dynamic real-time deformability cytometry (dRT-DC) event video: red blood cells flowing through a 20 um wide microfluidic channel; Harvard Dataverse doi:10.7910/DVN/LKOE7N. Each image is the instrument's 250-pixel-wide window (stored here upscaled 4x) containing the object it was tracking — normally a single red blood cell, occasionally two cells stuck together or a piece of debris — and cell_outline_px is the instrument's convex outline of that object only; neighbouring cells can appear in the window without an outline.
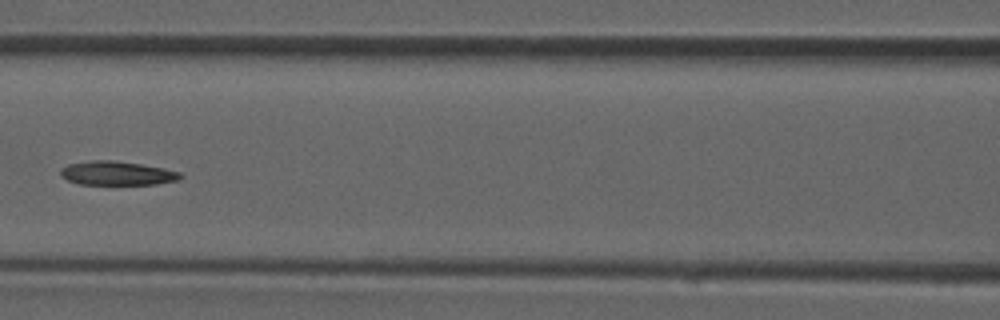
{"species": "common noctule bat (a hibernating species)", "species_latin": "Nyctalus noctula", "temperature_condition": "room temperature", "stored_images_in_passage": 32, "camera_frame_rate_fps": 3000, "um_per_image_px": 0.085, "animal": {"sex": "male", "forearm_length_mm": 52.5}, "frame": {"image": 1, "passage_image": 10, "time_ms": 3.0, "image_size_px": [1000, 320], "cell_outline_px": [[184, 176], [180, 180], [156, 184], [80, 184], [68, 180], [60, 176], [60, 172], [68, 164], [92, 160], [112, 160], [140, 164], [164, 168], [180, 172]], "centroid_in_image_um": [9.99, 14.73], "position_along_channel_um": 156.6, "area_um2": 16.65}}
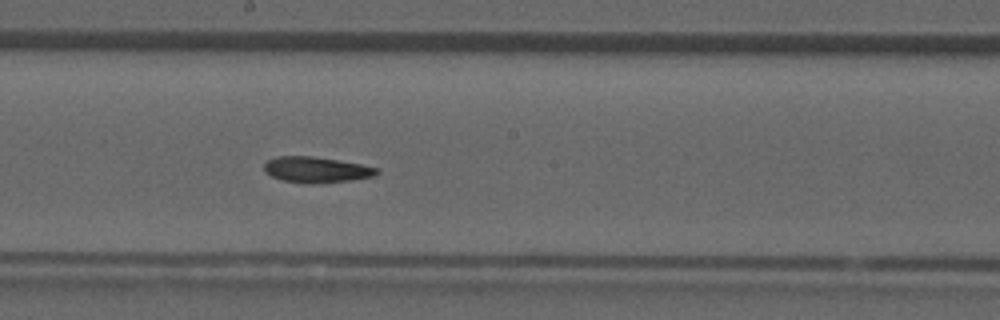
{"frame": {"image": 2, "passage_image": 14, "time_ms": 4.333, "image_size_px": [1000, 320], "cell_outline_px": [[380, 172], [376, 176], [352, 180], [312, 184], [308, 184], [284, 180], [272, 176], [264, 172], [264, 160], [276, 156], [312, 156], [340, 160], [380, 168]], "centroid_in_image_um": [26.9, 14.42], "position_along_channel_um": 221.3, "area_um2": 17.22}}